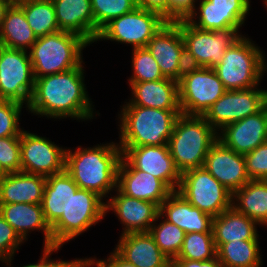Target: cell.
<instances>
[{"label":"cell","mask_w":267,"mask_h":267,"mask_svg":"<svg viewBox=\"0 0 267 267\" xmlns=\"http://www.w3.org/2000/svg\"><path fill=\"white\" fill-rule=\"evenodd\" d=\"M83 62L69 71L35 79L27 109L33 115L53 119H93L94 105L88 95Z\"/></svg>","instance_id":"obj_1"},{"label":"cell","mask_w":267,"mask_h":267,"mask_svg":"<svg viewBox=\"0 0 267 267\" xmlns=\"http://www.w3.org/2000/svg\"><path fill=\"white\" fill-rule=\"evenodd\" d=\"M75 150V151H74ZM66 148L65 170L81 189L108 198L117 188L122 150L116 142L94 147Z\"/></svg>","instance_id":"obj_2"},{"label":"cell","mask_w":267,"mask_h":267,"mask_svg":"<svg viewBox=\"0 0 267 267\" xmlns=\"http://www.w3.org/2000/svg\"><path fill=\"white\" fill-rule=\"evenodd\" d=\"M118 113L119 147L167 145L181 110L122 105Z\"/></svg>","instance_id":"obj_3"},{"label":"cell","mask_w":267,"mask_h":267,"mask_svg":"<svg viewBox=\"0 0 267 267\" xmlns=\"http://www.w3.org/2000/svg\"><path fill=\"white\" fill-rule=\"evenodd\" d=\"M218 132L203 116L180 114L168 140L171 157L180 173L203 167Z\"/></svg>","instance_id":"obj_4"},{"label":"cell","mask_w":267,"mask_h":267,"mask_svg":"<svg viewBox=\"0 0 267 267\" xmlns=\"http://www.w3.org/2000/svg\"><path fill=\"white\" fill-rule=\"evenodd\" d=\"M89 45L81 36L61 30L37 38L28 51L34 79L78 67L83 62V50Z\"/></svg>","instance_id":"obj_5"},{"label":"cell","mask_w":267,"mask_h":267,"mask_svg":"<svg viewBox=\"0 0 267 267\" xmlns=\"http://www.w3.org/2000/svg\"><path fill=\"white\" fill-rule=\"evenodd\" d=\"M253 42L242 35L213 68L226 90H243L260 85L264 77L265 52Z\"/></svg>","instance_id":"obj_6"},{"label":"cell","mask_w":267,"mask_h":267,"mask_svg":"<svg viewBox=\"0 0 267 267\" xmlns=\"http://www.w3.org/2000/svg\"><path fill=\"white\" fill-rule=\"evenodd\" d=\"M106 202L95 192L78 188L69 198L68 209L51 226L52 246H61L101 222Z\"/></svg>","instance_id":"obj_7"},{"label":"cell","mask_w":267,"mask_h":267,"mask_svg":"<svg viewBox=\"0 0 267 267\" xmlns=\"http://www.w3.org/2000/svg\"><path fill=\"white\" fill-rule=\"evenodd\" d=\"M166 23L167 21L160 13L136 7L133 11L106 24L99 31L95 42L110 40L129 44L133 49L145 48Z\"/></svg>","instance_id":"obj_8"},{"label":"cell","mask_w":267,"mask_h":267,"mask_svg":"<svg viewBox=\"0 0 267 267\" xmlns=\"http://www.w3.org/2000/svg\"><path fill=\"white\" fill-rule=\"evenodd\" d=\"M190 204L212 217L232 207L233 193L218 182L204 167L181 173L177 190Z\"/></svg>","instance_id":"obj_9"},{"label":"cell","mask_w":267,"mask_h":267,"mask_svg":"<svg viewBox=\"0 0 267 267\" xmlns=\"http://www.w3.org/2000/svg\"><path fill=\"white\" fill-rule=\"evenodd\" d=\"M34 83L29 52L0 45V100L16 101L27 107Z\"/></svg>","instance_id":"obj_10"},{"label":"cell","mask_w":267,"mask_h":267,"mask_svg":"<svg viewBox=\"0 0 267 267\" xmlns=\"http://www.w3.org/2000/svg\"><path fill=\"white\" fill-rule=\"evenodd\" d=\"M267 105V91L259 86L227 90L203 115L219 133L226 125L256 114Z\"/></svg>","instance_id":"obj_11"},{"label":"cell","mask_w":267,"mask_h":267,"mask_svg":"<svg viewBox=\"0 0 267 267\" xmlns=\"http://www.w3.org/2000/svg\"><path fill=\"white\" fill-rule=\"evenodd\" d=\"M180 27L185 47L197 59L201 67L214 68L221 62L225 51L243 34L235 28L202 30L187 20L176 22Z\"/></svg>","instance_id":"obj_12"},{"label":"cell","mask_w":267,"mask_h":267,"mask_svg":"<svg viewBox=\"0 0 267 267\" xmlns=\"http://www.w3.org/2000/svg\"><path fill=\"white\" fill-rule=\"evenodd\" d=\"M182 114L203 116L227 91L213 68L201 67L178 81Z\"/></svg>","instance_id":"obj_13"},{"label":"cell","mask_w":267,"mask_h":267,"mask_svg":"<svg viewBox=\"0 0 267 267\" xmlns=\"http://www.w3.org/2000/svg\"><path fill=\"white\" fill-rule=\"evenodd\" d=\"M20 144L21 172L48 177L65 170V147L25 129Z\"/></svg>","instance_id":"obj_14"},{"label":"cell","mask_w":267,"mask_h":267,"mask_svg":"<svg viewBox=\"0 0 267 267\" xmlns=\"http://www.w3.org/2000/svg\"><path fill=\"white\" fill-rule=\"evenodd\" d=\"M250 1L200 0L187 21L202 30L235 28L240 33L250 11Z\"/></svg>","instance_id":"obj_15"},{"label":"cell","mask_w":267,"mask_h":267,"mask_svg":"<svg viewBox=\"0 0 267 267\" xmlns=\"http://www.w3.org/2000/svg\"><path fill=\"white\" fill-rule=\"evenodd\" d=\"M122 157L134 168L161 180L172 192L180 185L181 173L177 169L168 145L120 147Z\"/></svg>","instance_id":"obj_16"},{"label":"cell","mask_w":267,"mask_h":267,"mask_svg":"<svg viewBox=\"0 0 267 267\" xmlns=\"http://www.w3.org/2000/svg\"><path fill=\"white\" fill-rule=\"evenodd\" d=\"M115 193L105 200L106 212L113 211L124 226L121 235L149 232L160 213V207L153 202L129 197L118 188Z\"/></svg>","instance_id":"obj_17"},{"label":"cell","mask_w":267,"mask_h":267,"mask_svg":"<svg viewBox=\"0 0 267 267\" xmlns=\"http://www.w3.org/2000/svg\"><path fill=\"white\" fill-rule=\"evenodd\" d=\"M203 167L232 193L250 181L244 155L229 149L219 139L208 151Z\"/></svg>","instance_id":"obj_18"},{"label":"cell","mask_w":267,"mask_h":267,"mask_svg":"<svg viewBox=\"0 0 267 267\" xmlns=\"http://www.w3.org/2000/svg\"><path fill=\"white\" fill-rule=\"evenodd\" d=\"M218 139L229 149L247 154L267 142V105L258 113L226 125Z\"/></svg>","instance_id":"obj_19"},{"label":"cell","mask_w":267,"mask_h":267,"mask_svg":"<svg viewBox=\"0 0 267 267\" xmlns=\"http://www.w3.org/2000/svg\"><path fill=\"white\" fill-rule=\"evenodd\" d=\"M117 188L129 197L153 202L159 207L172 193L161 180L134 169L123 157L118 167Z\"/></svg>","instance_id":"obj_20"},{"label":"cell","mask_w":267,"mask_h":267,"mask_svg":"<svg viewBox=\"0 0 267 267\" xmlns=\"http://www.w3.org/2000/svg\"><path fill=\"white\" fill-rule=\"evenodd\" d=\"M185 46L180 27L176 22H167L152 37L146 48L159 65L166 78L178 81V62Z\"/></svg>","instance_id":"obj_21"},{"label":"cell","mask_w":267,"mask_h":267,"mask_svg":"<svg viewBox=\"0 0 267 267\" xmlns=\"http://www.w3.org/2000/svg\"><path fill=\"white\" fill-rule=\"evenodd\" d=\"M114 250L137 267H170L172 263L159 249L149 232L120 235Z\"/></svg>","instance_id":"obj_22"},{"label":"cell","mask_w":267,"mask_h":267,"mask_svg":"<svg viewBox=\"0 0 267 267\" xmlns=\"http://www.w3.org/2000/svg\"><path fill=\"white\" fill-rule=\"evenodd\" d=\"M132 95L124 105H137L164 110H181L178 81L165 78L129 83ZM126 103V104H125Z\"/></svg>","instance_id":"obj_23"},{"label":"cell","mask_w":267,"mask_h":267,"mask_svg":"<svg viewBox=\"0 0 267 267\" xmlns=\"http://www.w3.org/2000/svg\"><path fill=\"white\" fill-rule=\"evenodd\" d=\"M159 214L185 233H212L213 217L194 207L177 191L161 204Z\"/></svg>","instance_id":"obj_24"},{"label":"cell","mask_w":267,"mask_h":267,"mask_svg":"<svg viewBox=\"0 0 267 267\" xmlns=\"http://www.w3.org/2000/svg\"><path fill=\"white\" fill-rule=\"evenodd\" d=\"M0 214L25 242L32 231H42V247H52L51 227L46 222L41 204L13 203L0 204Z\"/></svg>","instance_id":"obj_25"},{"label":"cell","mask_w":267,"mask_h":267,"mask_svg":"<svg viewBox=\"0 0 267 267\" xmlns=\"http://www.w3.org/2000/svg\"><path fill=\"white\" fill-rule=\"evenodd\" d=\"M59 30L81 36L94 43V16L91 0H52Z\"/></svg>","instance_id":"obj_26"},{"label":"cell","mask_w":267,"mask_h":267,"mask_svg":"<svg viewBox=\"0 0 267 267\" xmlns=\"http://www.w3.org/2000/svg\"><path fill=\"white\" fill-rule=\"evenodd\" d=\"M46 177L24 172L6 173L0 180V204H41Z\"/></svg>","instance_id":"obj_27"},{"label":"cell","mask_w":267,"mask_h":267,"mask_svg":"<svg viewBox=\"0 0 267 267\" xmlns=\"http://www.w3.org/2000/svg\"><path fill=\"white\" fill-rule=\"evenodd\" d=\"M257 225L253 219L230 207L213 217L212 234L216 249L230 241L259 240Z\"/></svg>","instance_id":"obj_28"},{"label":"cell","mask_w":267,"mask_h":267,"mask_svg":"<svg viewBox=\"0 0 267 267\" xmlns=\"http://www.w3.org/2000/svg\"><path fill=\"white\" fill-rule=\"evenodd\" d=\"M78 188L66 170L46 177L41 207L50 227L67 211L69 198Z\"/></svg>","instance_id":"obj_29"},{"label":"cell","mask_w":267,"mask_h":267,"mask_svg":"<svg viewBox=\"0 0 267 267\" xmlns=\"http://www.w3.org/2000/svg\"><path fill=\"white\" fill-rule=\"evenodd\" d=\"M232 206L259 226L267 227V180H250L236 190Z\"/></svg>","instance_id":"obj_30"},{"label":"cell","mask_w":267,"mask_h":267,"mask_svg":"<svg viewBox=\"0 0 267 267\" xmlns=\"http://www.w3.org/2000/svg\"><path fill=\"white\" fill-rule=\"evenodd\" d=\"M36 39L37 37L29 26L24 11L16 3L10 5L0 28V45L29 51Z\"/></svg>","instance_id":"obj_31"},{"label":"cell","mask_w":267,"mask_h":267,"mask_svg":"<svg viewBox=\"0 0 267 267\" xmlns=\"http://www.w3.org/2000/svg\"><path fill=\"white\" fill-rule=\"evenodd\" d=\"M259 240L230 241L221 244L217 249V257L223 267H261Z\"/></svg>","instance_id":"obj_32"},{"label":"cell","mask_w":267,"mask_h":267,"mask_svg":"<svg viewBox=\"0 0 267 267\" xmlns=\"http://www.w3.org/2000/svg\"><path fill=\"white\" fill-rule=\"evenodd\" d=\"M16 4L37 38L60 31L52 0H22Z\"/></svg>","instance_id":"obj_33"},{"label":"cell","mask_w":267,"mask_h":267,"mask_svg":"<svg viewBox=\"0 0 267 267\" xmlns=\"http://www.w3.org/2000/svg\"><path fill=\"white\" fill-rule=\"evenodd\" d=\"M159 219H163L156 223ZM149 234L153 237L159 249L173 261L181 251L185 232L175 224L169 223L160 214L150 227Z\"/></svg>","instance_id":"obj_34"},{"label":"cell","mask_w":267,"mask_h":267,"mask_svg":"<svg viewBox=\"0 0 267 267\" xmlns=\"http://www.w3.org/2000/svg\"><path fill=\"white\" fill-rule=\"evenodd\" d=\"M135 0H91L94 16V42L99 31L111 20L133 11Z\"/></svg>","instance_id":"obj_35"},{"label":"cell","mask_w":267,"mask_h":267,"mask_svg":"<svg viewBox=\"0 0 267 267\" xmlns=\"http://www.w3.org/2000/svg\"><path fill=\"white\" fill-rule=\"evenodd\" d=\"M217 255L212 233L190 232L185 234L183 246L175 259L204 261Z\"/></svg>","instance_id":"obj_36"},{"label":"cell","mask_w":267,"mask_h":267,"mask_svg":"<svg viewBox=\"0 0 267 267\" xmlns=\"http://www.w3.org/2000/svg\"><path fill=\"white\" fill-rule=\"evenodd\" d=\"M132 75L128 83L156 81L165 79L162 71L147 48H135L131 56Z\"/></svg>","instance_id":"obj_37"},{"label":"cell","mask_w":267,"mask_h":267,"mask_svg":"<svg viewBox=\"0 0 267 267\" xmlns=\"http://www.w3.org/2000/svg\"><path fill=\"white\" fill-rule=\"evenodd\" d=\"M23 105L16 101L0 100V138L21 135L20 116L22 109H27Z\"/></svg>","instance_id":"obj_38"},{"label":"cell","mask_w":267,"mask_h":267,"mask_svg":"<svg viewBox=\"0 0 267 267\" xmlns=\"http://www.w3.org/2000/svg\"><path fill=\"white\" fill-rule=\"evenodd\" d=\"M20 136L0 138V169L4 174L21 172Z\"/></svg>","instance_id":"obj_39"},{"label":"cell","mask_w":267,"mask_h":267,"mask_svg":"<svg viewBox=\"0 0 267 267\" xmlns=\"http://www.w3.org/2000/svg\"><path fill=\"white\" fill-rule=\"evenodd\" d=\"M23 243L14 228L0 214V261L7 263L13 260Z\"/></svg>","instance_id":"obj_40"},{"label":"cell","mask_w":267,"mask_h":267,"mask_svg":"<svg viewBox=\"0 0 267 267\" xmlns=\"http://www.w3.org/2000/svg\"><path fill=\"white\" fill-rule=\"evenodd\" d=\"M244 158L250 180H267V142L244 154Z\"/></svg>","instance_id":"obj_41"},{"label":"cell","mask_w":267,"mask_h":267,"mask_svg":"<svg viewBox=\"0 0 267 267\" xmlns=\"http://www.w3.org/2000/svg\"><path fill=\"white\" fill-rule=\"evenodd\" d=\"M198 0H167V22L187 20Z\"/></svg>","instance_id":"obj_42"},{"label":"cell","mask_w":267,"mask_h":267,"mask_svg":"<svg viewBox=\"0 0 267 267\" xmlns=\"http://www.w3.org/2000/svg\"><path fill=\"white\" fill-rule=\"evenodd\" d=\"M61 248V246H52V247H43V255H41L42 257L40 258V260H38V262L32 263V264H27V265H23L22 267H72L78 260L79 258H75L74 260H53L50 258V256L53 254V252H58V250ZM12 260H9L5 265L8 267H13L12 266ZM21 267V266H20Z\"/></svg>","instance_id":"obj_43"},{"label":"cell","mask_w":267,"mask_h":267,"mask_svg":"<svg viewBox=\"0 0 267 267\" xmlns=\"http://www.w3.org/2000/svg\"><path fill=\"white\" fill-rule=\"evenodd\" d=\"M201 68L197 59L192 53L184 46L181 50V54L178 62V81L184 76L193 73Z\"/></svg>","instance_id":"obj_44"},{"label":"cell","mask_w":267,"mask_h":267,"mask_svg":"<svg viewBox=\"0 0 267 267\" xmlns=\"http://www.w3.org/2000/svg\"><path fill=\"white\" fill-rule=\"evenodd\" d=\"M171 265L173 267H223L217 255L212 259L204 261L174 259Z\"/></svg>","instance_id":"obj_45"},{"label":"cell","mask_w":267,"mask_h":267,"mask_svg":"<svg viewBox=\"0 0 267 267\" xmlns=\"http://www.w3.org/2000/svg\"><path fill=\"white\" fill-rule=\"evenodd\" d=\"M137 7L160 13L167 21V0H135Z\"/></svg>","instance_id":"obj_46"},{"label":"cell","mask_w":267,"mask_h":267,"mask_svg":"<svg viewBox=\"0 0 267 267\" xmlns=\"http://www.w3.org/2000/svg\"><path fill=\"white\" fill-rule=\"evenodd\" d=\"M108 258L104 259H97L94 260L101 266V267H137L132 263L127 262L123 259L115 250H112Z\"/></svg>","instance_id":"obj_47"},{"label":"cell","mask_w":267,"mask_h":267,"mask_svg":"<svg viewBox=\"0 0 267 267\" xmlns=\"http://www.w3.org/2000/svg\"><path fill=\"white\" fill-rule=\"evenodd\" d=\"M14 3H16V1H0V28L2 26L6 10Z\"/></svg>","instance_id":"obj_48"},{"label":"cell","mask_w":267,"mask_h":267,"mask_svg":"<svg viewBox=\"0 0 267 267\" xmlns=\"http://www.w3.org/2000/svg\"><path fill=\"white\" fill-rule=\"evenodd\" d=\"M72 267H90V257L80 258Z\"/></svg>","instance_id":"obj_49"},{"label":"cell","mask_w":267,"mask_h":267,"mask_svg":"<svg viewBox=\"0 0 267 267\" xmlns=\"http://www.w3.org/2000/svg\"><path fill=\"white\" fill-rule=\"evenodd\" d=\"M90 267H101L95 260L94 258H90Z\"/></svg>","instance_id":"obj_50"},{"label":"cell","mask_w":267,"mask_h":267,"mask_svg":"<svg viewBox=\"0 0 267 267\" xmlns=\"http://www.w3.org/2000/svg\"><path fill=\"white\" fill-rule=\"evenodd\" d=\"M266 71V72H265ZM264 73H267V59L264 56ZM267 91V90H266Z\"/></svg>","instance_id":"obj_51"},{"label":"cell","mask_w":267,"mask_h":267,"mask_svg":"<svg viewBox=\"0 0 267 267\" xmlns=\"http://www.w3.org/2000/svg\"><path fill=\"white\" fill-rule=\"evenodd\" d=\"M3 176H4V173H3L2 170L0 169V180L2 179Z\"/></svg>","instance_id":"obj_52"},{"label":"cell","mask_w":267,"mask_h":267,"mask_svg":"<svg viewBox=\"0 0 267 267\" xmlns=\"http://www.w3.org/2000/svg\"><path fill=\"white\" fill-rule=\"evenodd\" d=\"M263 4H265L264 6H265V8H267V0H264Z\"/></svg>","instance_id":"obj_53"}]
</instances>
